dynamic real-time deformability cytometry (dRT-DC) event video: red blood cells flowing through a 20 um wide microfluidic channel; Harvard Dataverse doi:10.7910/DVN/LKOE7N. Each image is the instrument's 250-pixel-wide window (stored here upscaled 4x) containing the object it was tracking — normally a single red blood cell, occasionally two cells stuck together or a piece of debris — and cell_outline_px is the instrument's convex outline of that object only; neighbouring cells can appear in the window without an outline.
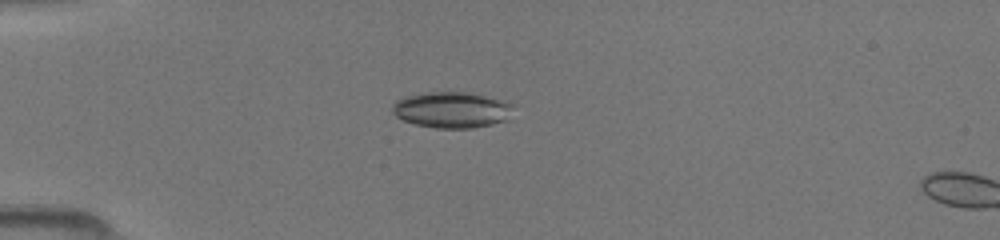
{"species": "common noctule bat (a hibernating species)", "species_latin": "Nyctalus noctula", "temperature_condition": "room temperature", "stored_images_in_passage": 16, "camera_frame_rate_fps": 3000, "um_per_image_px": 0.085, "animal": {"sex": "female", "body_mass_g": 19.5, "forearm_length_mm": 54.1}, "frame": {"image": 1, "passage_image": 14, "time_ms": 4.333, "image_size_px": [1000, 240], "cell_outline_px": [[516, 104], [508, 120], [492, 124], [472, 128], [436, 128], [416, 124], [404, 120], [396, 116], [392, 112], [392, 104], [396, 100], [404, 96], [432, 92], [464, 92], [484, 96]], "centroid_in_image_um": [38.42, 9.34], "position_along_channel_um": 46.6, "area_um2": 25.37}}